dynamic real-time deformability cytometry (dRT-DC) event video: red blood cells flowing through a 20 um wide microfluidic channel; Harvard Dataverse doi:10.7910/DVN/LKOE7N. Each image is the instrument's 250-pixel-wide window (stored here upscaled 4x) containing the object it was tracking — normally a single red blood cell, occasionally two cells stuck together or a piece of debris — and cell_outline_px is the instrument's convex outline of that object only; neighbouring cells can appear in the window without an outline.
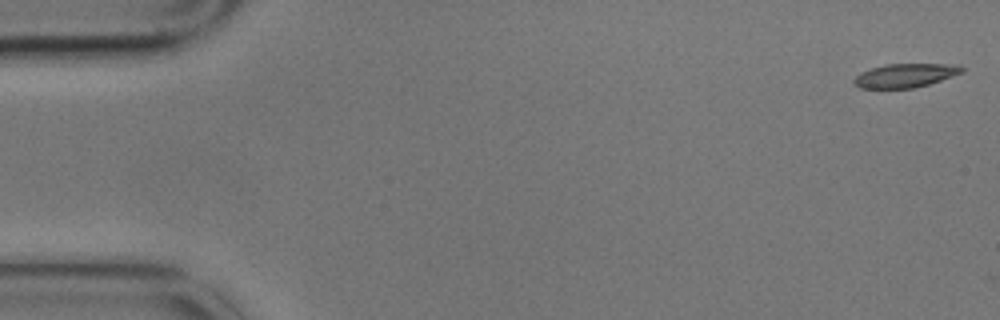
{"species": "common noctule bat (a hibernating species)", "species_latin": "Nyctalus noctula", "temperature_condition": "cold", "stored_images_in_passage": 10, "camera_frame_rate_fps": 3000, "um_per_image_px": 0.085, "animal": {"sex": "male", "body_mass_g": 17.9}, "frame": {"image": 1, "passage_image": 1, "time_ms": 0.0, "image_size_px": [1000, 320], "cell_outline_px": [[964, 72], [928, 84], [912, 88], [860, 88], [852, 80], [860, 72], [884, 64], [960, 64], [964, 68]], "centroid_in_image_um": [76.96, 6.4], "position_along_channel_um": 8.0, "area_um2": 14.91}}
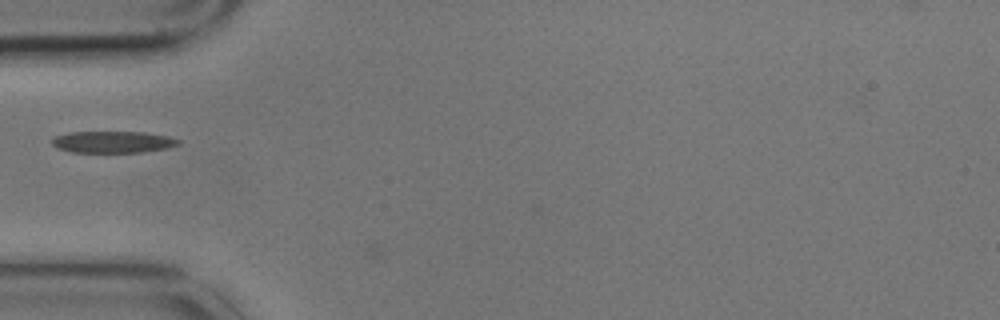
{"frame": {"image": 2, "passage_image": 5, "time_ms": 1.333, "image_size_px": [1000, 320], "cell_outline_px": [[180, 144], [164, 148], [140, 152], [72, 152], [56, 148], [52, 144], [52, 136], [68, 132], [144, 132], [168, 136], [180, 140]], "centroid_in_image_um": [9.53, 12.06], "position_along_channel_um": 75.5, "area_um2": 15.95}}
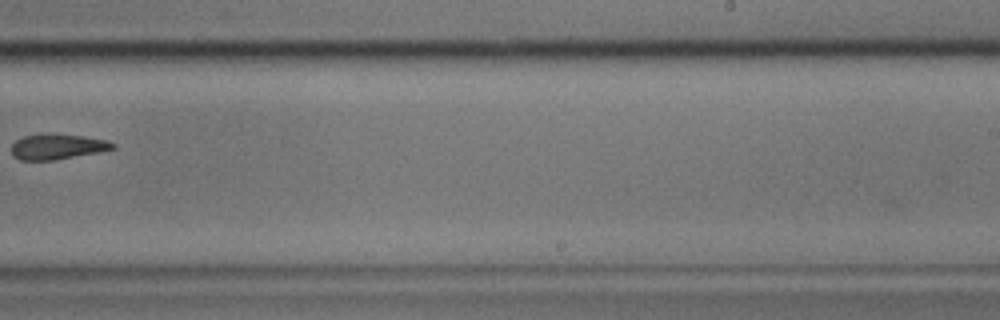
{"frame": {"image": 3, "passage_image": 10, "time_ms": 3.0, "image_size_px": [1000, 320], "cell_outline_px": [[116, 148], [100, 152], [52, 160], [20, 160], [12, 156], [12, 144], [16, 140], [24, 136], [84, 136], [108, 140], [116, 144]], "centroid_in_image_um": [4.92, 12.51], "position_along_channel_um": 284.1, "area_um2": 14.39}}